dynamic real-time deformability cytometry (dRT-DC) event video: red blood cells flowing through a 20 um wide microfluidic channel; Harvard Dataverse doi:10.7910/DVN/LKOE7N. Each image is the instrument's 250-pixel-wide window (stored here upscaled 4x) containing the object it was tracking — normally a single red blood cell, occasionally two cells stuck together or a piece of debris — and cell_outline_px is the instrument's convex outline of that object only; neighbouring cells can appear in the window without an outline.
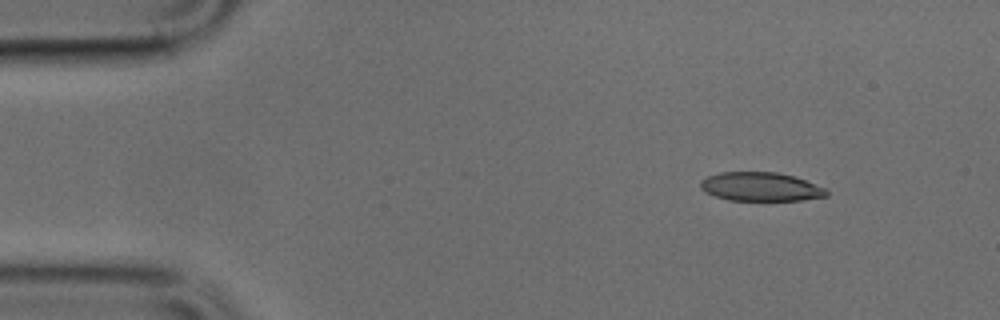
{"species": "common noctule bat (a hibernating species)", "species_latin": "Nyctalus noctula", "temperature_condition": "cold", "stored_images_in_passage": 44, "camera_frame_rate_fps": 3000, "um_per_image_px": 0.085, "animal": {"sex": "male", "body_mass_g": 17.9, "forearm_length_mm": 54.2}, "frame": {"image": 1, "passage_image": 1, "time_ms": 0.0, "image_size_px": [1000, 320], "cell_outline_px": [[828, 196], [804, 200], [728, 200], [716, 196], [700, 188], [700, 180], [708, 176], [720, 172], [776, 172], [792, 176], [804, 180], [824, 188], [828, 192]], "centroid_in_image_um": [64.64, 15.87], "position_along_channel_um": 20.4, "area_um2": 20.92}}
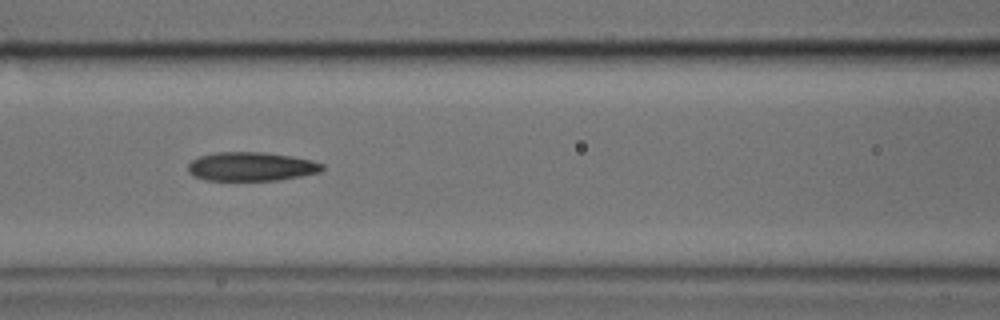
{"frame": {"image": 2, "passage_image": 16, "time_ms": 5.0, "image_size_px": [1000, 320], "cell_outline_px": [[324, 168], [320, 172], [280, 180], [204, 180], [192, 176], [188, 172], [188, 164], [192, 160], [200, 156], [220, 152], [264, 152], [292, 156], [312, 160], [324, 164]], "centroid_in_image_um": [21.36, 14.16], "position_along_channel_um": 145.2, "area_um2": 22.66}}
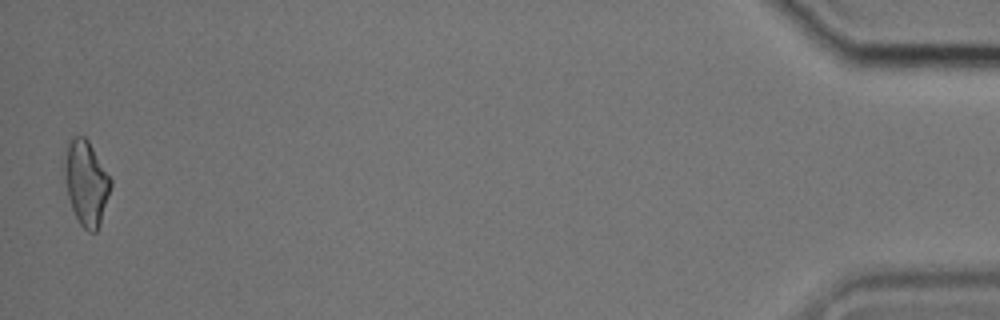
{"frame": {"image": 3, "passage_image": 44, "time_ms": 14.333, "image_size_px": [1000, 320], "cell_outline_px": [[112, 184], [100, 224], [96, 232], [88, 232], [80, 224], [72, 208], [68, 196], [64, 172], [64, 164], [68, 144], [72, 136], [84, 136], [88, 140], [112, 180]], "centroid_in_image_um": [7.33, 15.55], "position_along_channel_um": 427.9, "area_um2": 22.48}}